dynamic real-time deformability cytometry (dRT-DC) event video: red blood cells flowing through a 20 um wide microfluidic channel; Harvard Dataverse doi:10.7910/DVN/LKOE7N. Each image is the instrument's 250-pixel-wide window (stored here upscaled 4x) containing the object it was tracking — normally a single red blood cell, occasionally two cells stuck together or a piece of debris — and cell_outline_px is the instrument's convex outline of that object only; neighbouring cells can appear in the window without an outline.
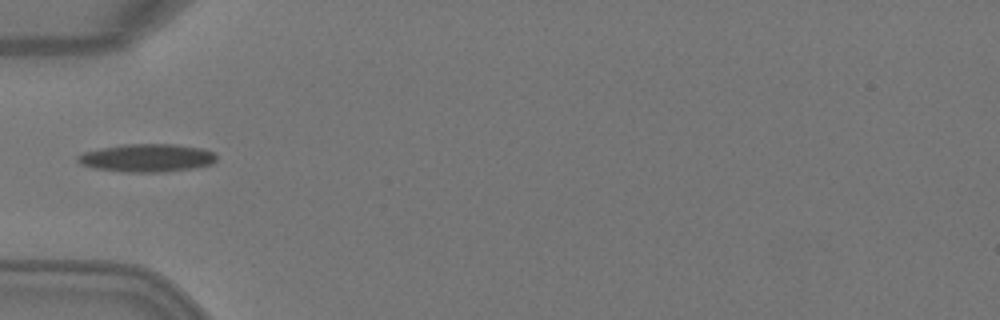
{"species": "Egyptian fruit bat (a non-hibernating species)", "species_latin": "Rousettus aegyptiacus", "temperature_condition": "warm", "stored_images_in_passage": 1, "camera_frame_rate_fps": 3000, "um_per_image_px": 0.085, "animal": {"sex": "female"}, "frame": {"image": 1, "passage_image": 1, "time_ms": 0.0, "image_size_px": [1000, 320], "cell_outline_px": [[216, 160], [212, 164], [192, 168], [160, 172], [128, 172], [96, 168], [80, 164], [76, 160], [76, 156], [84, 152], [100, 148], [124, 144], [176, 144], [204, 148], [212, 152], [216, 156]], "centroid_in_image_um": [12.49, 13.41], "position_along_channel_um": 72.5, "area_um2": 22.6}}